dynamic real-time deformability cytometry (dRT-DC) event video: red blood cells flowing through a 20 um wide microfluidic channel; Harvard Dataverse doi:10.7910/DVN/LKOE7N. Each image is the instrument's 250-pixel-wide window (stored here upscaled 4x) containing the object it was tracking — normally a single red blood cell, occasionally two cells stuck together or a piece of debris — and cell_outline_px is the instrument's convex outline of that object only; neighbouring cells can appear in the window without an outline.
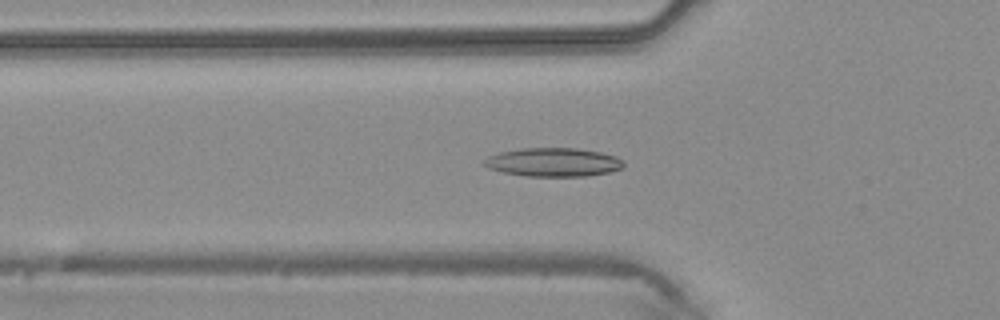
{"species": "common noctule bat (a hibernating species)", "species_latin": "Nyctalus noctula", "temperature_condition": "warm", "stored_images_in_passage": 32, "camera_frame_rate_fps": 3000, "um_per_image_px": 0.085, "animal": {"sex": "male", "body_mass_g": 20.4}, "frame": {"image": 1, "passage_image": 4, "time_ms": 1.0, "image_size_px": [1000, 320], "cell_outline_px": [[624, 168], [608, 172], [588, 176], [524, 176], [504, 172], [488, 168], [480, 164], [488, 156], [500, 152], [520, 148], [576, 148], [600, 152], [616, 156], [624, 160]], "centroid_in_image_um": [47.03, 13.79], "position_along_channel_um": 78.8, "area_um2": 23.47}}
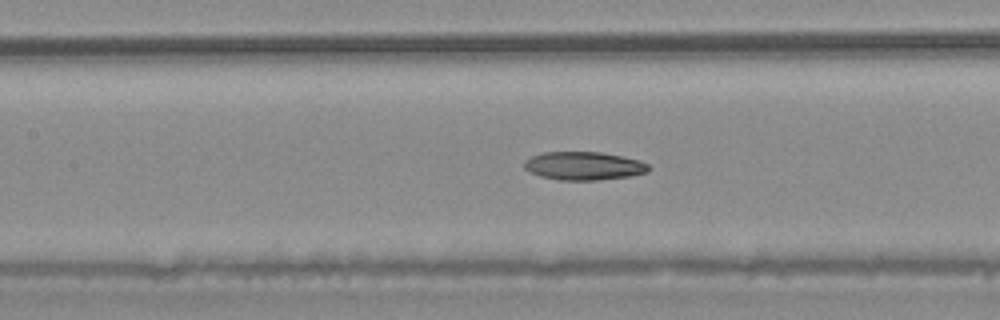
{"frame": {"image": 2, "passage_image": 9, "time_ms": 2.667, "image_size_px": [1000, 320], "cell_outline_px": [[648, 172], [628, 176], [596, 180], [560, 180], [540, 176], [528, 172], [524, 168], [524, 160], [532, 156], [544, 152], [600, 152], [640, 160], [648, 164]], "centroid_in_image_um": [49.58, 14.1], "position_along_channel_um": 157.8, "area_um2": 20.4}}
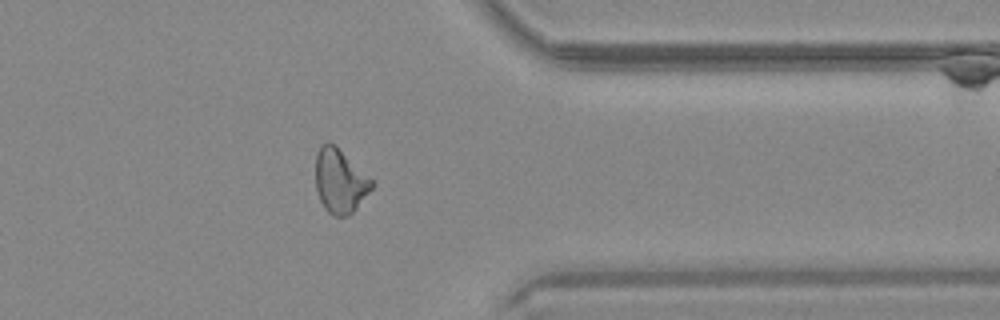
{"frame": {"image": 3, "passage_image": 24, "time_ms": 7.667, "image_size_px": [1000, 320], "cell_outline_px": [[376, 184], [356, 208], [348, 216], [332, 216], [324, 208], [320, 200], [316, 188], [316, 152], [320, 144], [332, 144], [368, 176]], "centroid_in_image_um": [28.88, 15.44], "position_along_channel_um": 382.5, "area_um2": 20.52}}